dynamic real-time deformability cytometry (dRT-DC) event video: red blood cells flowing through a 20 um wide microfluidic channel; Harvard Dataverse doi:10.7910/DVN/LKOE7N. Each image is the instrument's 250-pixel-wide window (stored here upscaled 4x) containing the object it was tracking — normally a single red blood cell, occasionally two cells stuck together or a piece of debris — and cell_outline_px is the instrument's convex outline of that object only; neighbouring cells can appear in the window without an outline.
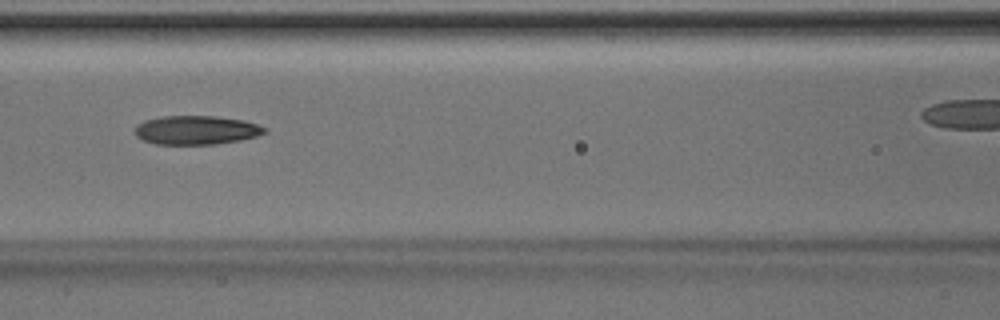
{"species": "Egyptian fruit bat (a non-hibernating species)", "species_latin": "Rousettus aegyptiacus", "temperature_condition": "room temperature", "stored_images_in_passage": 4, "camera_frame_rate_fps": 3000, "um_per_image_px": 0.085, "animal": {"sex": "male"}, "frame": {"image": 1, "passage_image": 3, "time_ms": 0.667, "image_size_px": [1000, 320], "cell_outline_px": [[268, 132], [256, 136], [240, 140], [216, 144], [156, 144], [144, 140], [136, 136], [132, 132], [136, 124], [144, 120], [164, 116], [216, 116], [244, 120], [268, 128]], "centroid_in_image_um": [16.67, 11.05], "position_along_channel_um": 149.9, "area_um2": 22.02}}